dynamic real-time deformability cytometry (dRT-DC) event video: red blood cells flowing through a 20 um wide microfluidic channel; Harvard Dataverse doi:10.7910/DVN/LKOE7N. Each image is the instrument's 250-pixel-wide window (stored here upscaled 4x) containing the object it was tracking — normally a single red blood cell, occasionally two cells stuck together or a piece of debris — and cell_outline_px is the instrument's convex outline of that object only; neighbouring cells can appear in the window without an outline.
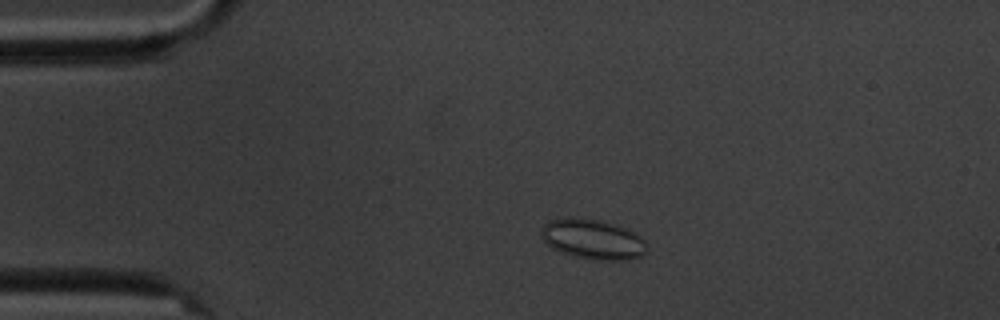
{"species": "common noctule bat (a hibernating species)", "species_latin": "Nyctalus noctula", "temperature_condition": "cold", "stored_images_in_passage": 8, "camera_frame_rate_fps": 3000, "um_per_image_px": 0.085, "animal": {"sex": "male", "body_mass_g": 20.1, "forearm_length_mm": 53.5}, "frame": {"image": 1, "passage_image": 2, "time_ms": 1.0, "image_size_px": [1000, 320], "cell_outline_px": [[644, 252], [640, 256], [628, 260], [592, 260], [572, 256], [560, 252], [552, 248], [540, 236], [540, 232], [544, 224], [548, 220], [568, 216], [600, 220], [616, 224], [628, 228], [636, 232], [644, 240]], "centroid_in_image_um": [50.34, 20.32], "position_along_channel_um": 34.7, "area_um2": 24.97}}
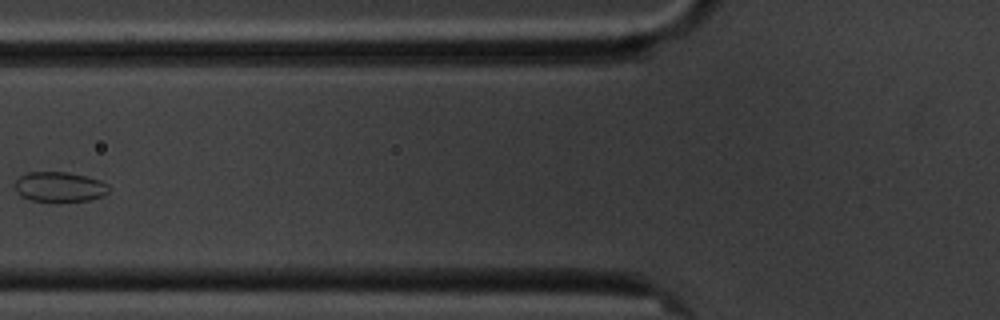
{"frame": {"image": 2, "passage_image": 5, "time_ms": 4.667, "image_size_px": [1000, 320], "cell_outline_px": [[108, 192], [104, 196], [88, 200], [32, 200], [16, 192], [16, 180], [20, 176], [28, 172], [68, 172], [88, 176], [100, 180], [108, 184]], "centroid_in_image_um": [5.1, 15.85], "position_along_channel_um": 120.7, "area_um2": 16.07}}
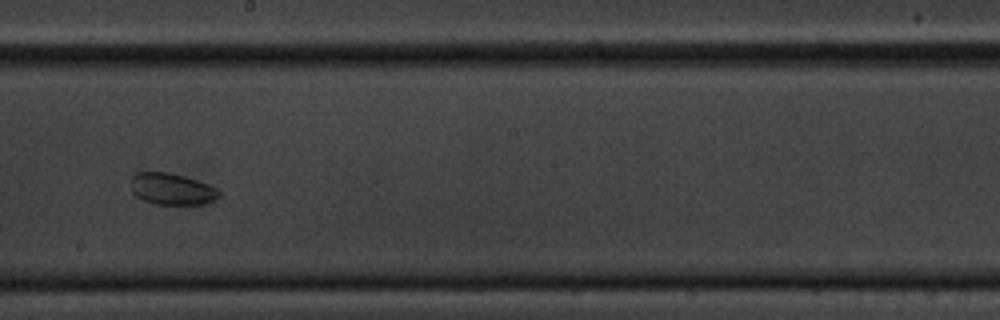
{"frame": {"image": 3, "passage_image": 8, "time_ms": 8.0, "image_size_px": [1000, 320], "cell_outline_px": [[220, 196], [204, 204], [156, 204], [144, 200], [136, 196], [132, 192], [132, 176], [136, 172], [168, 172], [184, 176], [208, 184], [216, 188], [220, 192]], "centroid_in_image_um": [14.6, 16.06], "position_along_channel_um": 233.6, "area_um2": 16.07}}